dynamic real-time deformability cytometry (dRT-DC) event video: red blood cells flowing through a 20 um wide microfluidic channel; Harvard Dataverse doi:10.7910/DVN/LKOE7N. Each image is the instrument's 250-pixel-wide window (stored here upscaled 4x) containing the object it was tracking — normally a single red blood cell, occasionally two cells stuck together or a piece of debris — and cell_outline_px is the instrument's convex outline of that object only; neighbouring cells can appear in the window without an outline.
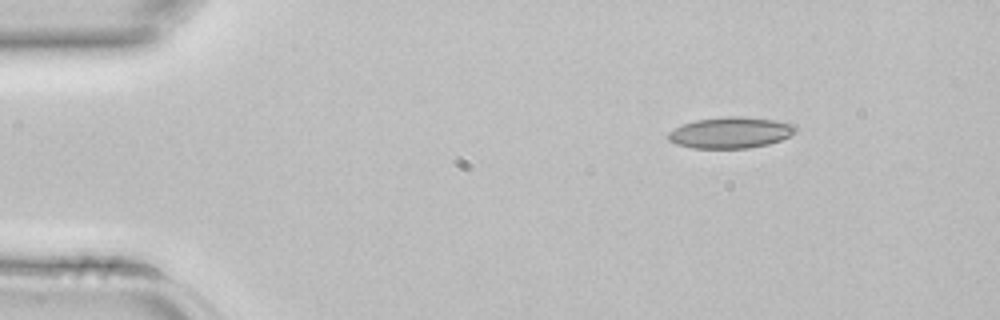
{"species": "common noctule bat (a hibernating species)", "species_latin": "Nyctalus noctula", "temperature_condition": "room temperature", "stored_images_in_passage": 2, "camera_frame_rate_fps": 3000, "um_per_image_px": 0.085, "animal": {"sex": "female", "body_mass_g": 22.7, "forearm_length_mm": 54.2}, "frame": {"image": 1, "passage_image": 1, "time_ms": 0.0, "image_size_px": [1000, 320], "cell_outline_px": [[796, 132], [780, 140], [768, 144], [748, 148], [692, 148], [676, 144], [668, 140], [668, 132], [684, 124], [696, 120], [728, 116], [740, 116], [776, 120], [796, 124]], "centroid_in_image_um": [62.11, 11.27], "position_along_channel_um": 22.9, "area_um2": 23.06}}